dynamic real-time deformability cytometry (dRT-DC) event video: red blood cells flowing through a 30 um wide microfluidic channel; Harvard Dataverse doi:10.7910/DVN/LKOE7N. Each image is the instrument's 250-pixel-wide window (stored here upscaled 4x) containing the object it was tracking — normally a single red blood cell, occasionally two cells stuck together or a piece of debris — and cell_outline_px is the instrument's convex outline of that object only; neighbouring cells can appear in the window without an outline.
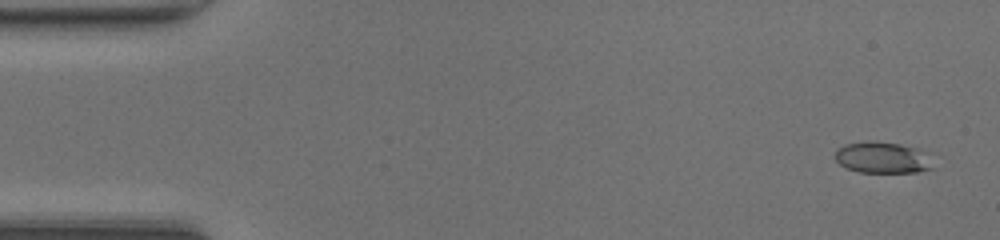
{"species": "common noctule bat (a hibernating species)", "species_latin": "Nyctalus noctula", "temperature_condition": "room temperature", "stored_images_in_passage": 47, "camera_frame_rate_fps": 3000, "um_per_image_px": 0.085, "animal": {"sex": "female", "body_mass_g": 20.0, "forearm_length_mm": 54.0}, "frame": {"image": 1, "passage_image": 2, "time_ms": 0.333, "image_size_px": [1000, 240], "cell_outline_px": [[932, 168], [916, 172], [860, 172], [848, 168], [840, 164], [836, 160], [836, 148], [844, 144], [868, 140], [876, 140], [900, 144], [916, 148], [920, 152]], "centroid_in_image_um": [74.87, 13.37], "position_along_channel_um": 10.1, "area_um2": 17.4}}
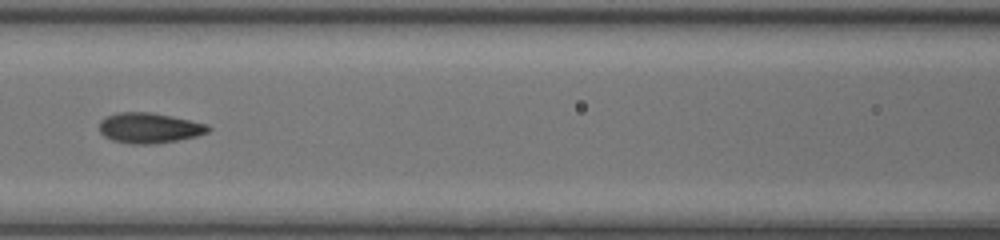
{"frame": {"image": 2, "passage_image": 21, "time_ms": 6.667, "image_size_px": [1000, 240], "cell_outline_px": [[212, 128], [208, 132], [196, 136], [176, 140], [152, 144], [132, 144], [112, 140], [104, 136], [100, 132], [100, 120], [104, 116], [116, 112], [152, 112], [172, 116], [208, 124]], "centroid_in_image_um": [12.67, 10.86], "position_along_channel_um": 153.9, "area_um2": 19.36}}
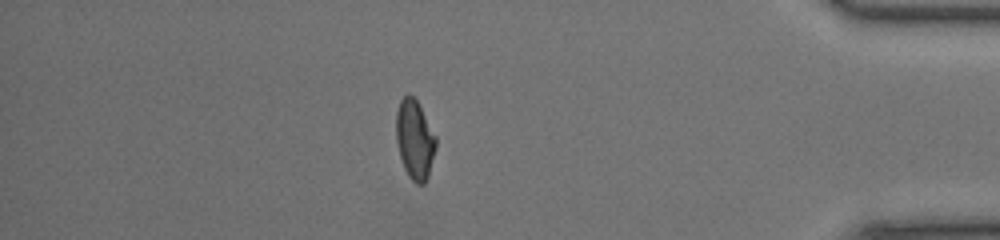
{"frame": {"image": 3, "passage_image": 41, "time_ms": 13.333, "image_size_px": [1000, 240], "cell_outline_px": [[436, 148], [428, 176], [424, 184], [416, 184], [408, 176], [404, 168], [400, 156], [396, 140], [396, 112], [400, 100], [408, 92], [416, 100], [436, 136]], "centroid_in_image_um": [35.24, 11.87], "position_along_channel_um": 400.0, "area_um2": 18.32}, "authors_computed_cell_mechanics": {"area_um2": 18.496, "velocity_mm_per_s": 4.3292, "shape_relaxation_time_tau1_ms": 5.6274, "shape_relaxation_time_tau2_ms": 1.1163, "deformation_change_tau1": 0.1872, "deformation_change_tau2": 0.054}}